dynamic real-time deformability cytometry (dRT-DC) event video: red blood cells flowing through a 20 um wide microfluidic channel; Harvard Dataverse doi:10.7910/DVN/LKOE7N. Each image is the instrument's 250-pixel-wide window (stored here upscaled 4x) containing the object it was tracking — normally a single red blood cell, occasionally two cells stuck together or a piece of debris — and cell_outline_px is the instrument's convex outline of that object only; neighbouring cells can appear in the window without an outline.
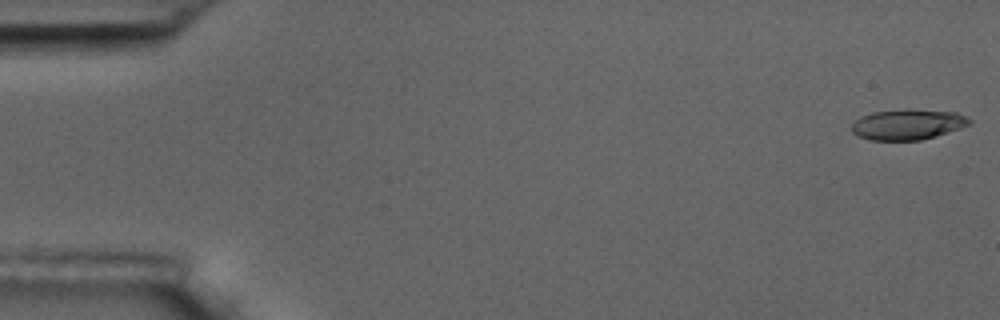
{"species": "common noctule bat (a hibernating species)", "species_latin": "Nyctalus noctula", "temperature_condition": "room temperature", "stored_images_in_passage": 56, "camera_frame_rate_fps": 3000, "um_per_image_px": 0.085, "animal": {"sex": "male", "body_mass_g": 17.5, "forearm_length_mm": 52.3}, "frame": {"image": 1, "passage_image": 1, "time_ms": 0.0, "image_size_px": [1000, 320], "cell_outline_px": [[972, 124], [936, 136], [920, 140], [868, 140], [852, 132], [852, 124], [860, 116], [872, 112], [908, 108], [956, 112], [968, 116], [972, 120]], "centroid_in_image_um": [77.19, 10.56], "position_along_channel_um": 7.8, "area_um2": 21.21}}
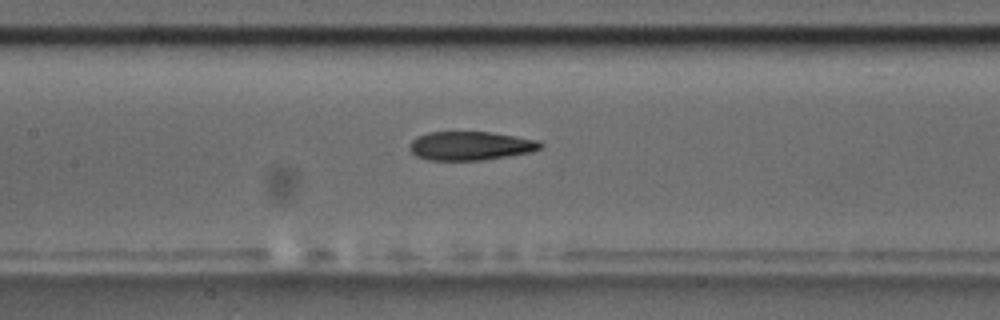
{"frame": {"image": 2, "passage_image": 26, "time_ms": 8.333, "image_size_px": [1000, 320], "cell_outline_px": [[544, 144], [540, 148], [532, 152], [480, 160], [428, 160], [416, 156], [408, 148], [408, 144], [416, 136], [428, 132], [492, 132], [540, 140]], "centroid_in_image_um": [39.97, 12.38], "position_along_channel_um": 167.4, "area_um2": 22.08}}
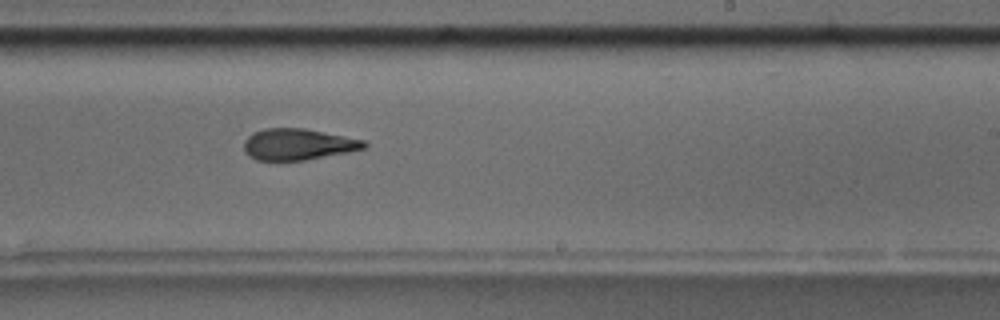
{"frame": {"image": 3, "passage_image": 34, "time_ms": 11.0, "image_size_px": [1000, 320], "cell_outline_px": [[368, 148], [348, 152], [304, 160], [256, 160], [248, 156], [244, 152], [244, 140], [252, 132], [264, 128], [304, 128], [364, 140], [368, 144]], "centroid_in_image_um": [25.31, 12.26], "position_along_channel_um": 263.7, "area_um2": 22.02}, "authors_computed_cell_mechanics": {"area_um2": 22.5998, "velocity_mm_per_s": 3.6284, "shape_relaxation_time_tau1_ms": null, "shape_relaxation_time_tau2_ms": 3.1356, "deformation_change_tau1": null, "deformation_change_tau2": 0.1269}}